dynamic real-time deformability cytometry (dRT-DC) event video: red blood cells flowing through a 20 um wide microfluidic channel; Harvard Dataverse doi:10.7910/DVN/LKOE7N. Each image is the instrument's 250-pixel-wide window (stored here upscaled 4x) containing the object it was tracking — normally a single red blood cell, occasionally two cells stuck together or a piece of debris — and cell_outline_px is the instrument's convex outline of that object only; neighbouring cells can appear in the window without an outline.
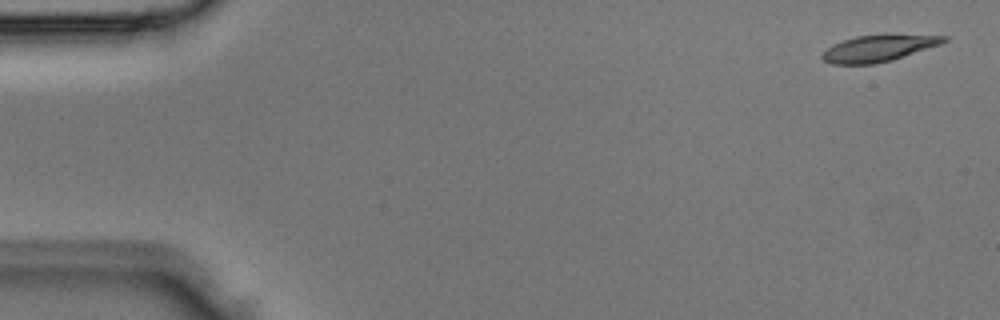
{"species": "Egyptian fruit bat (a non-hibernating species)", "species_latin": "Rousettus aegyptiacus", "temperature_condition": "room temperature", "stored_images_in_passage": 4, "camera_frame_rate_fps": 3000, "um_per_image_px": 0.085, "animal": {"sex": "male"}, "frame": {"image": 1, "passage_image": 1, "time_ms": 0.0, "image_size_px": [1000, 320], "cell_outline_px": [[948, 40], [940, 44], [892, 60], [876, 64], [832, 64], [824, 60], [820, 56], [832, 44], [856, 36], [884, 32], [888, 32], [948, 36]], "centroid_in_image_um": [74.72, 4.05], "position_along_channel_um": 10.3, "area_um2": 19.42}}
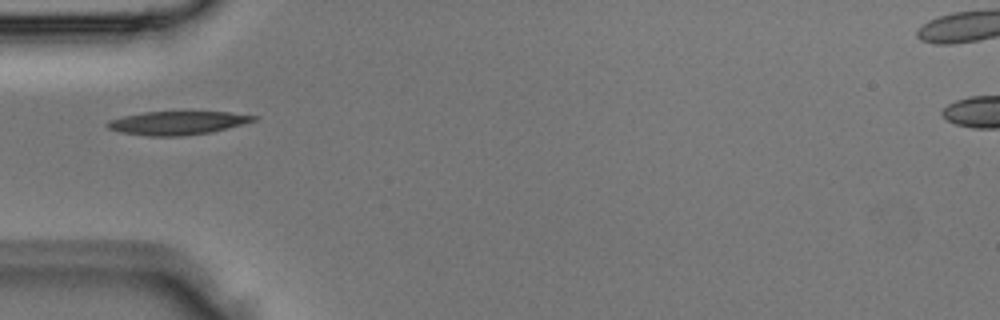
{"frame": {"image": 2, "passage_image": 4, "time_ms": 1.0, "image_size_px": [1000, 320], "cell_outline_px": [[260, 116], [256, 120], [212, 132], [184, 136], [148, 136], [120, 132], [108, 128], [104, 124], [108, 120], [124, 116], [144, 112], [228, 112]], "centroid_in_image_um": [15.06, 10.45], "position_along_channel_um": 69.9, "area_um2": 20.0}}